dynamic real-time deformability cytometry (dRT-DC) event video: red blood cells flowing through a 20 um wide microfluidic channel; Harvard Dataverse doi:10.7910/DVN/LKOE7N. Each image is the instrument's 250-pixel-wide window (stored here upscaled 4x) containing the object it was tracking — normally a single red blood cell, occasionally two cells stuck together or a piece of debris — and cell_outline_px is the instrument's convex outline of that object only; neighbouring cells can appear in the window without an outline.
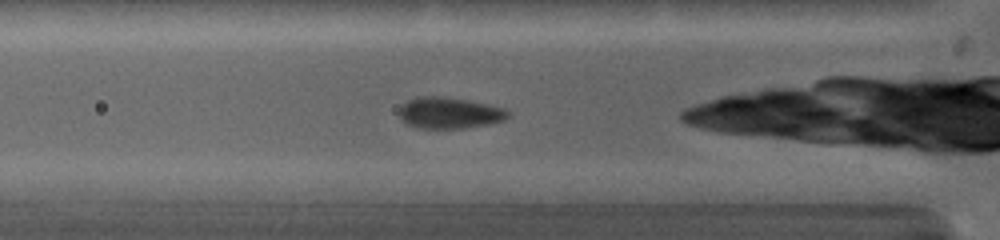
{"species": "common noctule bat (a hibernating species)", "species_latin": "Nyctalus noctula", "temperature_condition": "warm", "stored_images_in_passage": 17, "camera_frame_rate_fps": 5000, "um_per_image_px": 0.085, "animal": {"sex": "female", "body_mass_g": 19.0, "forearm_length_mm": 53.3}, "frame": {"image": 1, "passage_image": 3, "time_ms": 0.8, "image_size_px": [1000, 240], "cell_outline_px": [[508, 116], [504, 120], [488, 124], [464, 128], [420, 128], [408, 124], [400, 116], [400, 108], [408, 100], [416, 96], [444, 96], [468, 100], [504, 108], [508, 112]], "centroid_in_image_um": [38.2, 9.58], "position_along_channel_um": 87.6, "area_um2": 19.59}}
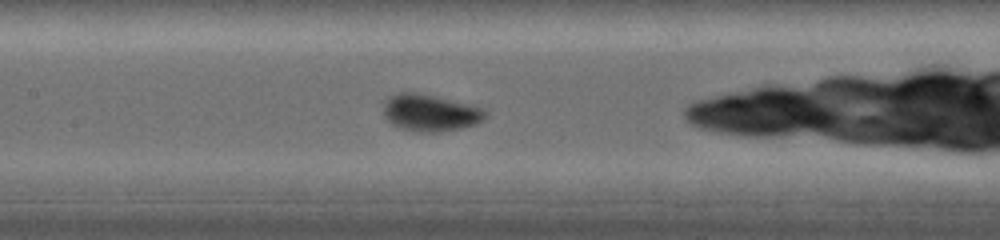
{"frame": {"image": 2, "passage_image": 8, "time_ms": 2.8, "image_size_px": [1000, 240], "cell_outline_px": [[488, 112], [484, 120], [460, 128], [440, 132], [420, 132], [400, 128], [392, 124], [384, 116], [384, 104], [388, 96], [396, 92], [416, 92], [472, 104], [484, 108]], "centroid_in_image_um": [36.57, 9.57], "position_along_channel_um": 170.8, "area_um2": 22.08}}
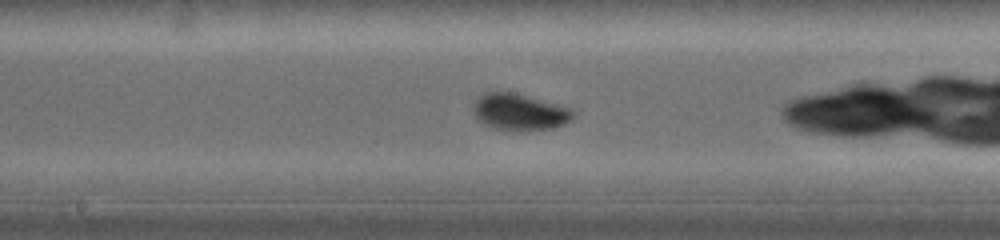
{"frame": {"image": 3, "passage_image": 10, "time_ms": 3.6, "image_size_px": [1000, 240], "cell_outline_px": [[576, 116], [564, 124], [552, 128], [528, 132], [520, 132], [492, 128], [484, 124], [476, 116], [472, 108], [472, 104], [484, 92], [512, 92], [572, 108], [576, 112]], "centroid_in_image_um": [44.19, 9.55], "position_along_channel_um": 204.0, "area_um2": 21.62}}